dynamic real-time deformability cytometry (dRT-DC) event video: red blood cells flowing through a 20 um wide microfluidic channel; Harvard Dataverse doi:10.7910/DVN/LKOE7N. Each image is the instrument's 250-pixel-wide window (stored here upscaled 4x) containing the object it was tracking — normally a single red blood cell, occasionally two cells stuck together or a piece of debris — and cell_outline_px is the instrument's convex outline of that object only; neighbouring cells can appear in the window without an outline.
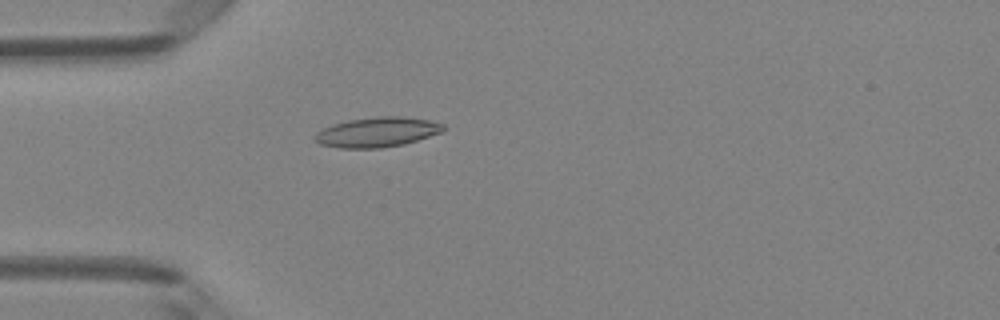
{"species": "Egyptian fruit bat (a non-hibernating species)", "species_latin": "Rousettus aegyptiacus", "temperature_condition": "room temperature", "stored_images_in_passage": 1, "camera_frame_rate_fps": 3000, "um_per_image_px": 0.085, "animal": {"sex": "female"}, "frame": {"image": 1, "passage_image": 1, "time_ms": 0.0, "image_size_px": [1000, 320], "cell_outline_px": [[444, 128], [440, 132], [404, 144], [380, 148], [340, 148], [320, 144], [312, 136], [316, 132], [332, 124], [348, 120], [380, 116], [400, 116], [428, 120], [444, 124]], "centroid_in_image_um": [32.01, 11.23], "position_along_channel_um": 53.0, "area_um2": 22.14}}